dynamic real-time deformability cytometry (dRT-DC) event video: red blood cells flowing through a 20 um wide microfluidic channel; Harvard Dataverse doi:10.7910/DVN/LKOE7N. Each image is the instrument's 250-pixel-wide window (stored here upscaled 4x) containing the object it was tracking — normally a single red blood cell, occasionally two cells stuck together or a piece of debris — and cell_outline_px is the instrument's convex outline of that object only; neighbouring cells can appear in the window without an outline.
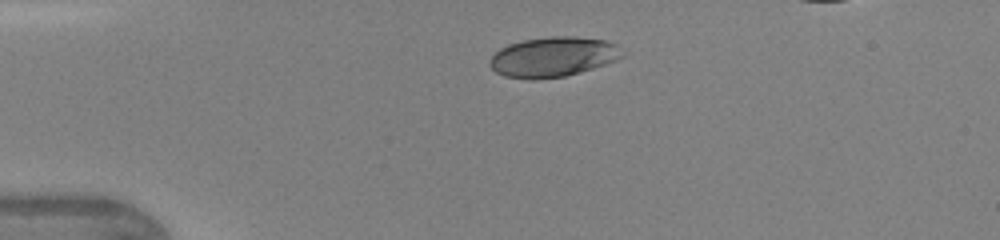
{"species": "human", "species_latin": "Homo sapiens", "temperature_condition": "warm", "stored_images_in_passage": 32, "camera_frame_rate_fps": 3000, "um_per_image_px": 0.085, "donor": {"sex": "female"}, "frame": {"image": 1, "passage_image": 1, "time_ms": 0.0, "image_size_px": [1000, 240], "cell_outline_px": [[628, 52], [624, 56], [616, 60], [580, 72], [564, 76], [532, 80], [504, 76], [496, 72], [488, 64], [492, 56], [500, 48], [508, 44], [524, 40], [552, 36], [572, 36], [604, 40], [616, 44]], "centroid_in_image_um": [47.03, 4.83], "position_along_channel_um": 38.0, "area_um2": 30.92}}
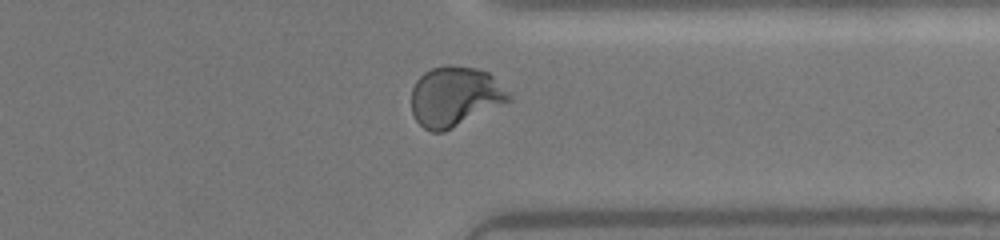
{"frame": {"image": 2, "passage_image": 24, "time_ms": 7.667, "image_size_px": [1000, 240], "cell_outline_px": [[512, 100], [444, 132], [432, 132], [424, 128], [416, 120], [412, 112], [412, 88], [416, 80], [424, 72], [432, 68], [448, 64], [452, 64], [476, 68], [488, 72], [512, 96]], "centroid_in_image_um": [38.65, 8.19], "position_along_channel_um": 372.7, "area_um2": 34.04}}
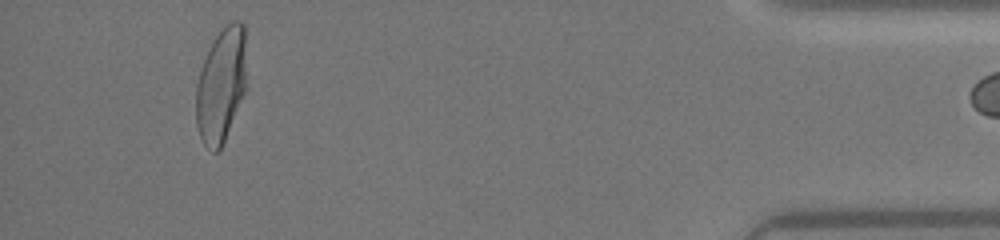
{"frame": {"image": 3, "passage_image": 31, "time_ms": 10.0, "image_size_px": [1000, 240], "cell_outline_px": [[248, 88], [224, 140], [220, 148], [216, 152], [212, 152], [204, 144], [200, 136], [196, 124], [196, 84], [200, 68], [216, 36], [232, 20], [240, 20], [244, 24]], "centroid_in_image_um": [18.83, 7.23], "position_along_channel_um": 416.4, "area_um2": 34.16}}